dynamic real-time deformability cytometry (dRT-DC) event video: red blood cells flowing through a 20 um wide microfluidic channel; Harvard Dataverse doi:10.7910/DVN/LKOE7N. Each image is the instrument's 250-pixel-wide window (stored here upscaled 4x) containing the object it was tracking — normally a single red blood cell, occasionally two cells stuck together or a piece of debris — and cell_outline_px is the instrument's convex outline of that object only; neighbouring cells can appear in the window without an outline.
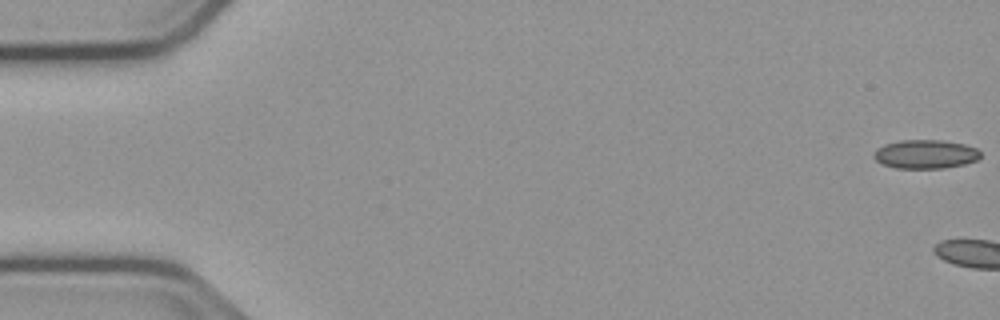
{"species": "common noctule bat (a hibernating species)", "species_latin": "Nyctalus noctula", "temperature_condition": "cold", "stored_images_in_passage": 4, "camera_frame_rate_fps": 3000, "um_per_image_px": 0.085, "animal": {"sex": "male", "body_mass_g": 23.1, "forearm_length_mm": 52.7}, "frame": {"image": 1, "passage_image": 1, "time_ms": 0.0, "image_size_px": [1000, 320], "cell_outline_px": [[980, 156], [976, 160], [964, 164], [944, 168], [896, 168], [884, 164], [876, 160], [872, 156], [872, 152], [876, 148], [884, 144], [900, 140], [940, 140], [964, 144], [976, 148], [980, 152]], "centroid_in_image_um": [78.62, 13.1], "position_along_channel_um": 6.4, "area_um2": 17.92}}